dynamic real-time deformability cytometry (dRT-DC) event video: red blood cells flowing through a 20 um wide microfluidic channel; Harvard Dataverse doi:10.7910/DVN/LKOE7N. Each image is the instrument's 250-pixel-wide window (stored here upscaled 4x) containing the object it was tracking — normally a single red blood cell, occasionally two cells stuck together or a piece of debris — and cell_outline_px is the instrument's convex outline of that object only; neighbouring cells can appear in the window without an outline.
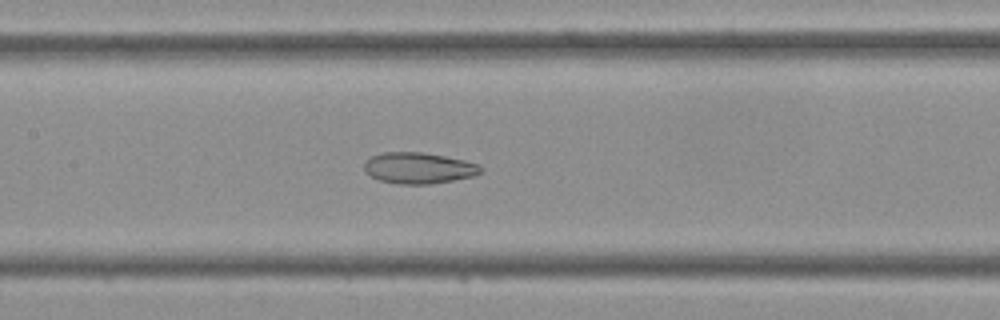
{"species": "Egyptian fruit bat (a non-hibernating species)", "species_latin": "Rousettus aegyptiacus", "temperature_condition": "cold", "stored_images_in_passage": 44, "camera_frame_rate_fps": 3000, "um_per_image_px": 0.085, "frame": {"image": 1, "passage_image": 21, "time_ms": 6.667, "image_size_px": [1000, 320], "cell_outline_px": [[484, 172], [476, 176], [432, 184], [396, 184], [380, 180], [364, 172], [364, 160], [372, 156], [384, 152], [420, 152], [444, 156], [464, 160], [480, 164], [484, 168]], "centroid_in_image_um": [35.63, 14.29], "position_along_channel_um": 171.8, "area_um2": 21.44}}
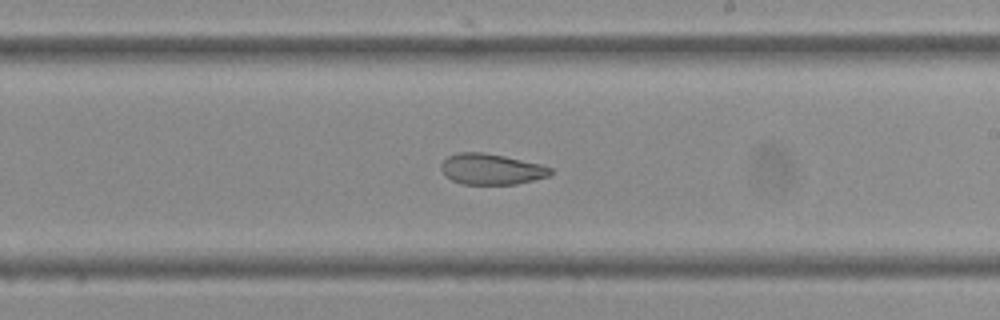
{"frame": {"image": 2, "passage_image": 26, "time_ms": 8.333, "image_size_px": [1000, 320], "cell_outline_px": [[552, 172], [548, 176], [516, 184], [464, 184], [452, 180], [444, 176], [440, 168], [440, 164], [448, 156], [456, 152], [484, 152], [504, 156], [540, 164], [552, 168]], "centroid_in_image_um": [41.71, 14.37], "position_along_channel_um": 247.3, "area_um2": 19.65}}
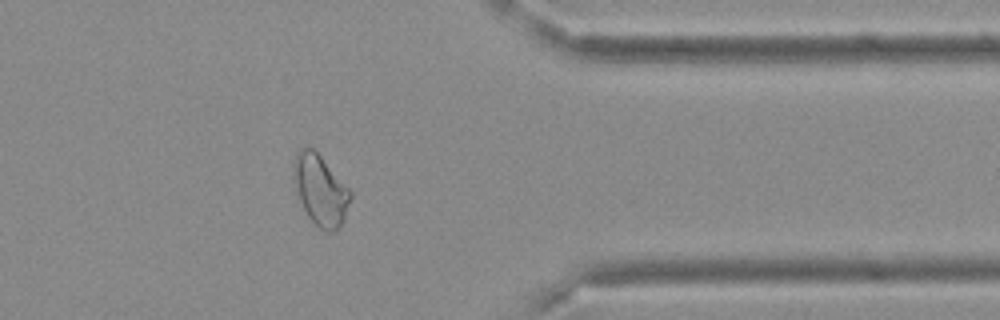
{"frame": {"image": 3, "passage_image": 36, "time_ms": 11.667, "image_size_px": [1000, 320], "cell_outline_px": [[352, 196], [344, 220], [332, 232], [324, 232], [308, 216], [300, 200], [292, 180], [292, 160], [296, 152], [300, 148], [312, 148], [320, 156], [352, 192]], "centroid_in_image_um": [27.2, 16.14], "position_along_channel_um": 384.2, "area_um2": 23.24}}